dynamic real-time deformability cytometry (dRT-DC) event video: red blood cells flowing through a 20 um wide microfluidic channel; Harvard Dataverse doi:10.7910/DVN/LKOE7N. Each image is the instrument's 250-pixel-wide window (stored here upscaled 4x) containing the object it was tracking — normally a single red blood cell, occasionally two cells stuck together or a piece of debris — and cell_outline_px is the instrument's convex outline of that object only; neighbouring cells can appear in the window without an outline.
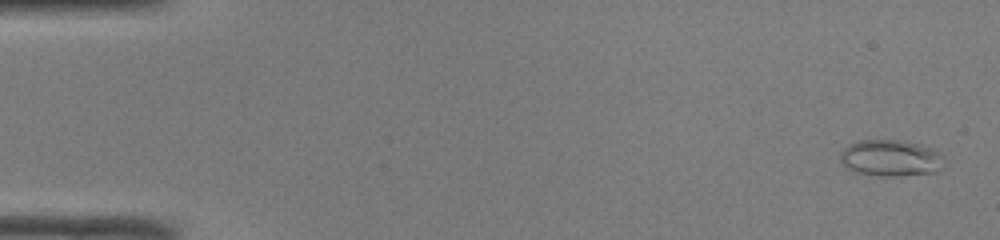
{"species": "common noctule bat (a hibernating species)", "species_latin": "Nyctalus noctula", "temperature_condition": "room temperature", "stored_images_in_passage": 50, "camera_frame_rate_fps": 3000, "um_per_image_px": 0.085, "animal": {"sex": "male", "body_mass_g": 19.0, "forearm_length_mm": 50.8}, "frame": {"image": 1, "passage_image": 2, "time_ms": 0.333, "image_size_px": [1000, 240], "cell_outline_px": [[940, 156], [932, 172], [896, 176], [880, 176], [856, 172], [848, 168], [840, 160], [840, 152], [848, 144], [860, 140], [896, 140], [916, 144], [932, 148], [940, 152]], "centroid_in_image_um": [75.56, 13.42], "position_along_channel_um": 9.4, "area_um2": 21.21}}
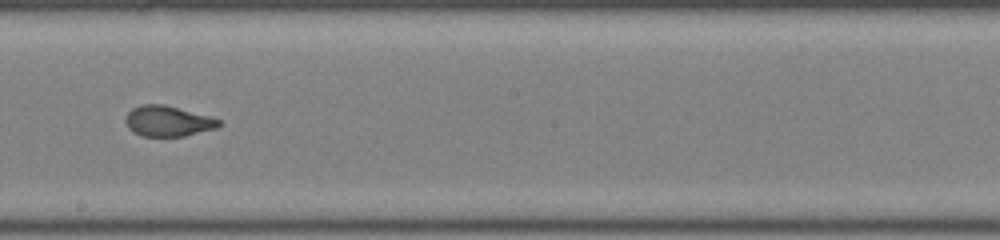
{"frame": {"image": 2, "passage_image": 29, "time_ms": 9.333, "image_size_px": [1000, 240], "cell_outline_px": [[220, 124], [216, 128], [184, 136], [140, 136], [132, 132], [128, 128], [124, 120], [128, 112], [132, 108], [140, 104], [164, 104], [208, 116], [220, 120]], "centroid_in_image_um": [14.21, 10.29], "position_along_channel_um": 234.0, "area_um2": 16.59}}
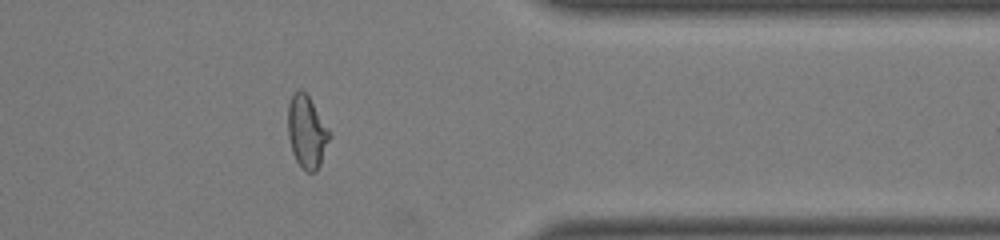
{"frame": {"image": 3, "passage_image": 41, "time_ms": 13.333, "image_size_px": [1000, 240], "cell_outline_px": [[332, 136], [320, 164], [316, 172], [308, 172], [296, 160], [292, 152], [288, 136], [288, 104], [292, 92], [296, 88], [300, 88], [308, 96], [332, 132]], "centroid_in_image_um": [26.09, 11.17], "position_along_channel_um": 385.3, "area_um2": 17.8}, "authors_computed_cell_mechanics": {"area_um2": 17.8602, "velocity_mm_per_s": 4.0858, "shape_relaxation_time_tau1_ms": 3.4458, "shape_relaxation_time_tau2_ms": 0.8809, "deformation_change_tau1": 0.1816, "deformation_change_tau2": 0.0658}}